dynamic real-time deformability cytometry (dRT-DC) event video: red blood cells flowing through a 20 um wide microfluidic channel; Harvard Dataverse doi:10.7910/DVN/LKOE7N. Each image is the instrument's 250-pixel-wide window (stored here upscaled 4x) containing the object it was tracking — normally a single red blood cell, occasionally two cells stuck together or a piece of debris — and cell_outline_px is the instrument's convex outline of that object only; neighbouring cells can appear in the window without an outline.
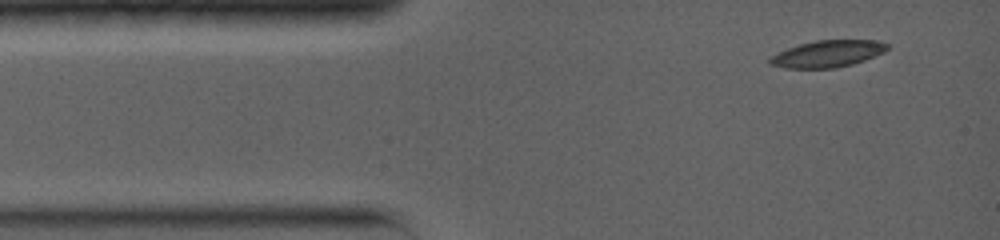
{"species": "common noctule bat (a hibernating species)", "species_latin": "Nyctalus noctula", "temperature_condition": "warm", "stored_images_in_passage": 53, "camera_frame_rate_fps": 5000, "um_per_image_px": 0.085, "animal": {"sex": "female", "body_mass_g": 19.0, "forearm_length_mm": 56.7}, "frame": {"image": 1, "passage_image": 1, "time_ms": 0.0, "image_size_px": [1000, 240], "cell_outline_px": [[888, 48], [884, 52], [864, 60], [852, 64], [836, 68], [784, 68], [768, 64], [768, 56], [788, 48], [800, 44], [816, 40], [880, 40], [888, 44]], "centroid_in_image_um": [70.31, 4.57], "position_along_channel_um": 14.7, "area_um2": 18.44}}
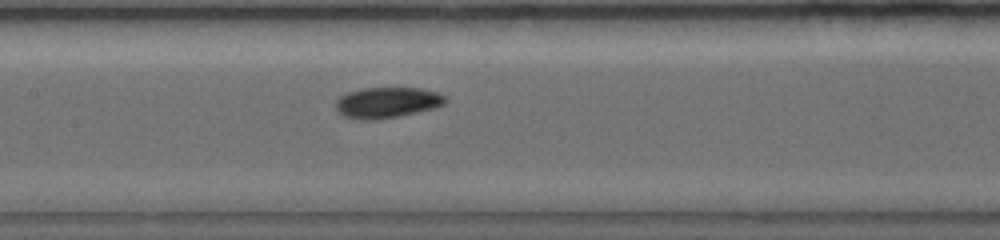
{"frame": {"image": 2, "passage_image": 22, "time_ms": 5.2, "image_size_px": [1000, 240], "cell_outline_px": [[448, 100], [444, 104], [436, 108], [376, 120], [356, 120], [344, 116], [336, 112], [336, 100], [340, 96], [348, 92], [364, 88], [420, 88], [436, 92], [444, 96]], "centroid_in_image_um": [32.87, 8.72], "position_along_channel_um": 174.5, "area_um2": 19.71}}
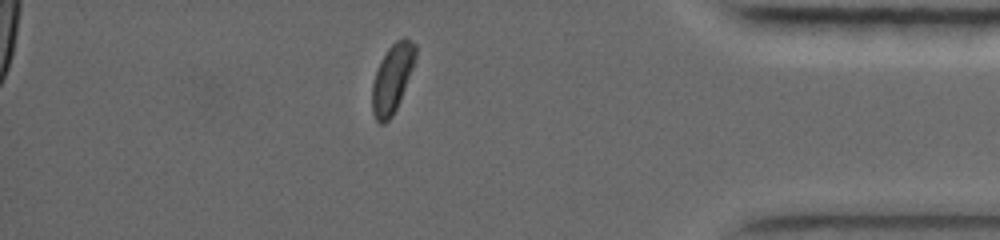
{"frame": {"image": 3, "passage_image": 47, "time_ms": 11.6, "image_size_px": [1000, 240], "cell_outline_px": [[416, 56], [412, 68], [400, 100], [392, 116], [384, 124], [380, 124], [376, 120], [372, 112], [372, 84], [380, 60], [388, 48], [396, 40], [404, 36], [416, 44]], "centroid_in_image_um": [33.33, 6.65], "position_along_channel_um": 401.9, "area_um2": 17.22}, "authors_computed_cell_mechanics": {"area_um2": 19.074, "velocity_mm_per_s": 4.034, "shape_relaxation_time_tau1_ms": 10.1443, "shape_relaxation_time_tau2_ms": null, "deformation_change_tau1": 0.2004, "deformation_change_tau2": null}}